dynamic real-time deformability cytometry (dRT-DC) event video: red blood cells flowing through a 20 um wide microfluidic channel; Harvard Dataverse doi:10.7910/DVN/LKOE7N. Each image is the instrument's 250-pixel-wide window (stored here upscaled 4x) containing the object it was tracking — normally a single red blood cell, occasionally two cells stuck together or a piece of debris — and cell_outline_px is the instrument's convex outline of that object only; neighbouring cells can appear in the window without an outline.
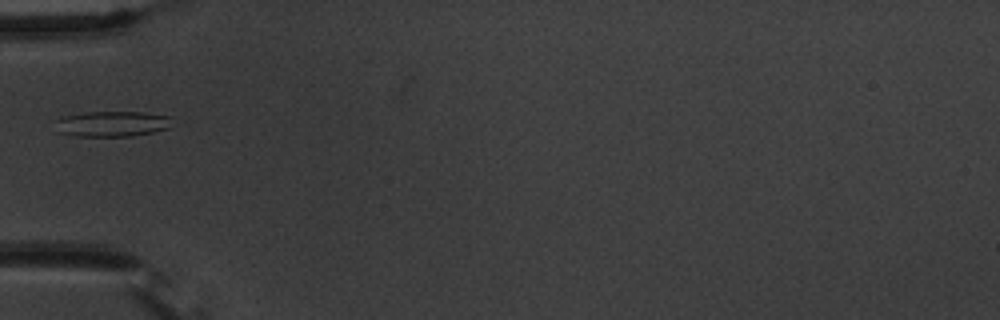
{"species": "common noctule bat (a hibernating species)", "species_latin": "Nyctalus noctula", "temperature_condition": "warm", "stored_images_in_passage": 37, "camera_frame_rate_fps": 3000, "um_per_image_px": 0.085, "animal": {"sex": "male", "body_mass_g": 20.1, "forearm_length_mm": 53.5}, "frame": {"image": 1, "passage_image": 1, "time_ms": 0.0, "image_size_px": [1000, 320], "cell_outline_px": [[168, 128], [152, 132], [132, 136], [76, 136], [56, 132], [56, 120], [64, 116], [88, 112], [144, 112], [168, 116]], "centroid_in_image_um": [9.45, 10.53], "position_along_channel_um": 75.5, "area_um2": 17.11}}
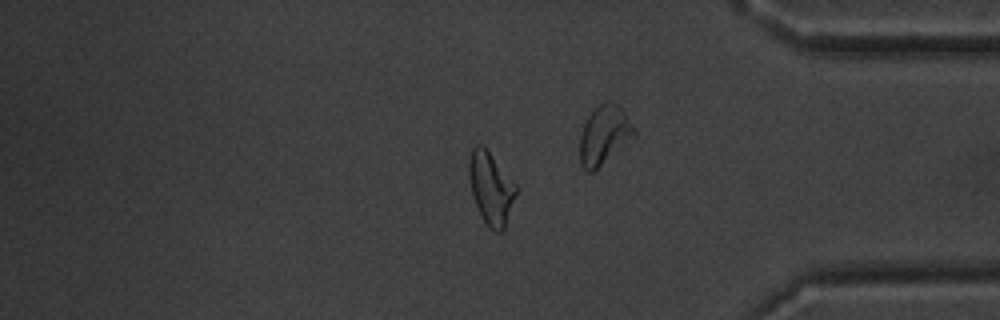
{"frame": {"image": 2, "passage_image": 27, "time_ms": 8.667, "image_size_px": [1000, 320], "cell_outline_px": [[520, 188], [504, 228], [500, 232], [496, 232], [484, 220], [472, 196], [468, 176], [468, 160], [472, 148], [476, 144], [480, 144], [488, 152]], "centroid_in_image_um": [41.74, 15.98], "position_along_channel_um": 393.5, "area_um2": 19.71}}